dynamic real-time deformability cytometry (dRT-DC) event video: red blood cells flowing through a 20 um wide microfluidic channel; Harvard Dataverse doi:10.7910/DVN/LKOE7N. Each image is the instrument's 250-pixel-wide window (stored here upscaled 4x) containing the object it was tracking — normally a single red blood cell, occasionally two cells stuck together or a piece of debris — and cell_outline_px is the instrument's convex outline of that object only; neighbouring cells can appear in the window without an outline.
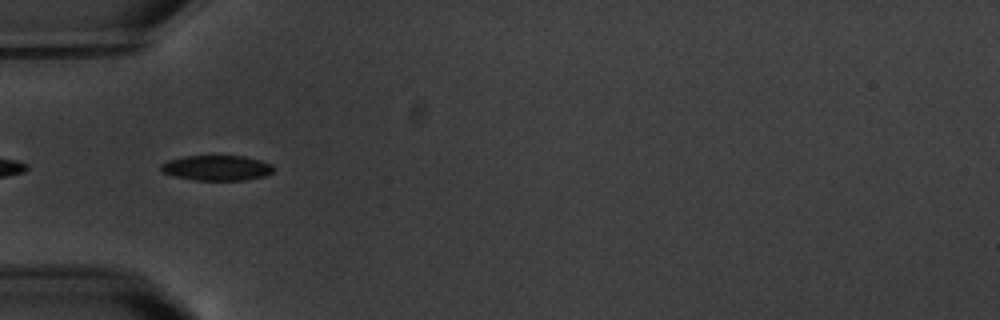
{"species": "common noctule bat (a hibernating species)", "species_latin": "Nyctalus noctula", "temperature_condition": "warm", "stored_images_in_passage": 5, "camera_frame_rate_fps": 3000, "um_per_image_px": 0.085, "animal": {"sex": "male", "body_mass_g": 20.1, "forearm_length_mm": 53.5}, "frame": {"image": 1, "passage_image": 5, "time_ms": 4.333, "image_size_px": [1000, 320], "cell_outline_px": [[272, 172], [264, 176], [244, 180], [196, 180], [176, 176], [164, 172], [160, 168], [160, 164], [168, 160], [184, 156], [244, 156], [260, 160], [272, 164]], "centroid_in_image_um": [18.42, 14.26], "position_along_channel_um": 66.6, "area_um2": 16.36}}